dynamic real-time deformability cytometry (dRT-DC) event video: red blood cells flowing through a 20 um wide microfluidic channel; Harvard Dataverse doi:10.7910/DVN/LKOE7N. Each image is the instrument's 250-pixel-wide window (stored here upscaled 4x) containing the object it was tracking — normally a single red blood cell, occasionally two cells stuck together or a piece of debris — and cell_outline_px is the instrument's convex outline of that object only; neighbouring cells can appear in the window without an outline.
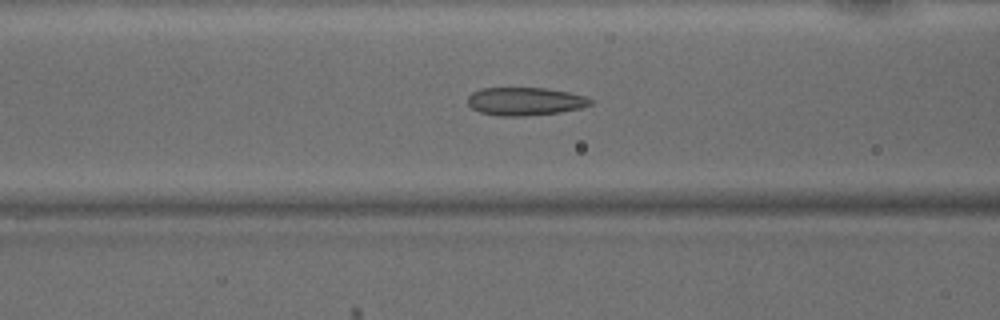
{"species": "common noctule bat (a hibernating species)", "species_latin": "Nyctalus noctula", "temperature_condition": "warm", "stored_images_in_passage": 39, "camera_frame_rate_fps": 3000, "um_per_image_px": 0.085, "animal": {"sex": "male", "body_mass_g": 15.6}, "frame": {"image": 1, "passage_image": 14, "time_ms": 4.333, "image_size_px": [1000, 320], "cell_outline_px": [[592, 104], [580, 108], [560, 112], [524, 116], [500, 116], [480, 112], [472, 108], [468, 104], [468, 96], [472, 92], [480, 88], [544, 88], [568, 92], [588, 96], [592, 100]], "centroid_in_image_um": [44.63, 8.61], "position_along_channel_um": 122.0, "area_um2": 20.11}}
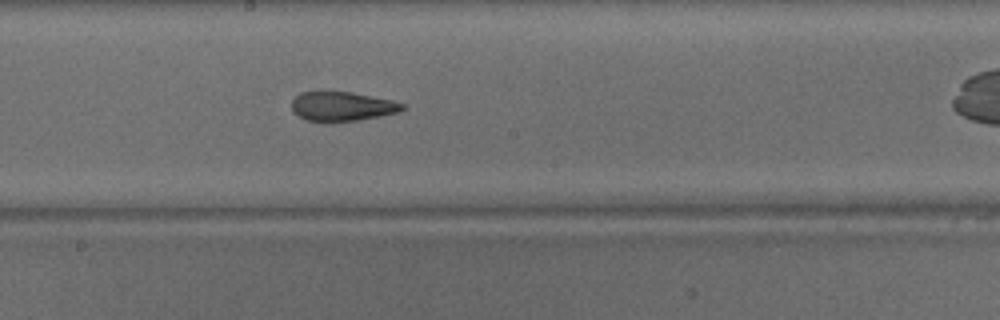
{"frame": {"image": 2, "passage_image": 21, "time_ms": 6.667, "image_size_px": [1000, 320], "cell_outline_px": [[408, 108], [400, 112], [380, 116], [356, 120], [304, 120], [296, 116], [292, 112], [292, 100], [300, 92], [352, 92], [392, 100], [404, 104]], "centroid_in_image_um": [29.1, 9.03], "position_along_channel_um": 219.1, "area_um2": 18.73}}
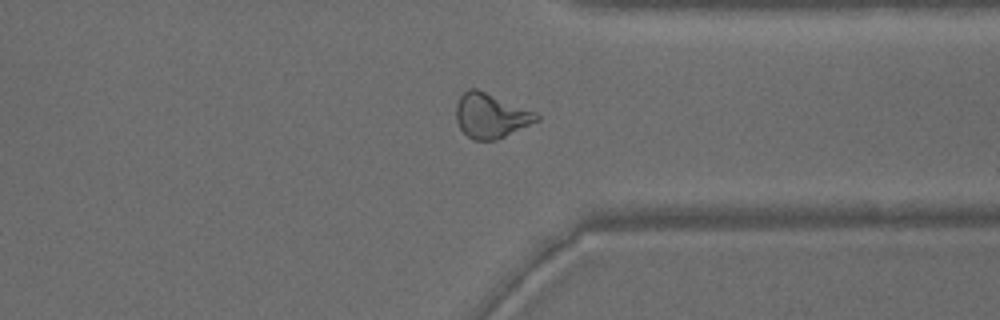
{"frame": {"image": 3, "passage_image": 32, "time_ms": 10.333, "image_size_px": [1000, 320], "cell_outline_px": [[540, 120], [496, 140], [472, 140], [460, 128], [456, 120], [456, 104], [460, 96], [468, 88], [476, 88], [536, 112], [540, 116]], "centroid_in_image_um": [41.71, 9.83], "position_along_channel_um": 369.7, "area_um2": 20.87}, "authors_computed_cell_mechanics": {"area_um2": 20.4612, "velocity_mm_per_s": 4.1685, "shape_relaxation_time_tau1_ms": 10.5105, "shape_relaxation_time_tau2_ms": 1.4854, "deformation_change_tau1": 0.2257, "deformation_change_tau2": 0.0848}}